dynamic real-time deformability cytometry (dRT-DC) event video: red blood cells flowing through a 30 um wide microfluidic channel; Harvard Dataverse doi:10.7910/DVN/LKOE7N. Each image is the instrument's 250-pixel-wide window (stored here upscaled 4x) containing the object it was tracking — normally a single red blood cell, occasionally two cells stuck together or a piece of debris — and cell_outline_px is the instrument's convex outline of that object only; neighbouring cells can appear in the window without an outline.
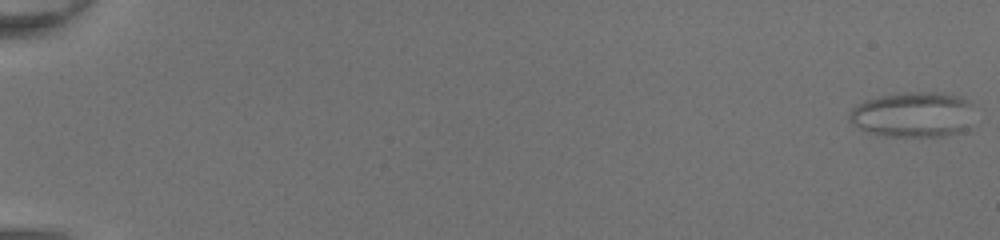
{"species": "common noctule bat (a hibernating species)", "species_latin": "Nyctalus noctula", "temperature_condition": "room temperature", "stored_images_in_passage": 49, "camera_frame_rate_fps": 3000, "um_per_image_px": 0.085, "animal": {"sex": "female", "body_mass_g": 20.0, "forearm_length_mm": 54.0}, "frame": {"image": 1, "passage_image": 1, "time_ms": 0.0, "image_size_px": [1000, 240], "cell_outline_px": [[972, 104], [968, 128], [964, 132], [944, 136], [884, 136], [868, 132], [860, 128], [848, 120], [848, 112], [852, 108], [864, 100], [904, 92], [940, 92], [960, 96], [972, 100]], "centroid_in_image_um": [77.62, 9.74], "position_along_channel_um": 7.4, "area_um2": 33.23}}
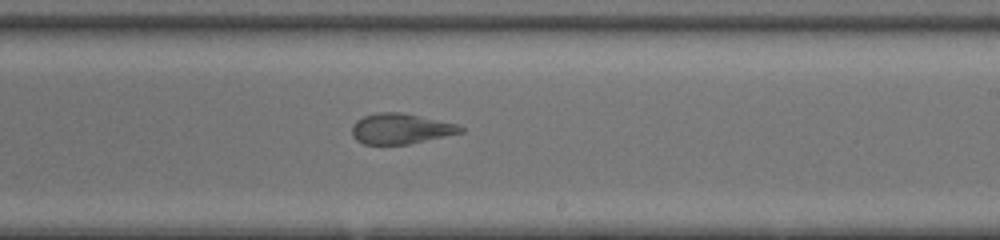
{"frame": {"image": 2, "passage_image": 32, "time_ms": 10.333, "image_size_px": [1000, 240], "cell_outline_px": [[464, 132], [408, 144], [364, 144], [356, 140], [352, 136], [352, 124], [356, 120], [364, 116], [376, 112], [404, 112], [456, 124], [464, 128]], "centroid_in_image_um": [34.03, 10.93], "position_along_channel_um": 255.0, "area_um2": 19.31}}
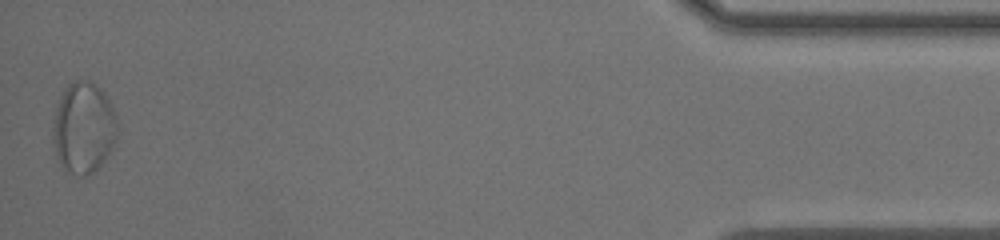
{"frame": {"image": 3, "passage_image": 49, "time_ms": 16.0, "image_size_px": [1000, 240], "cell_outline_px": [[120, 128], [104, 160], [92, 172], [84, 176], [80, 176], [64, 168], [60, 164], [52, 140], [52, 132], [56, 108], [60, 96], [64, 88], [68, 84], [76, 80], [92, 80], [104, 92], [116, 116]], "centroid_in_image_um": [7.1, 10.81], "position_along_channel_um": 428.1, "area_um2": 34.1}, "authors_computed_cell_mechanics": {"area_um2": 25.6054, "velocity_mm_per_s": 4.4019, "shape_relaxation_time_tau1_ms": null, "shape_relaxation_time_tau2_ms": 0.9997, "deformation_change_tau1": null, "deformation_change_tau2": 0.0824}}